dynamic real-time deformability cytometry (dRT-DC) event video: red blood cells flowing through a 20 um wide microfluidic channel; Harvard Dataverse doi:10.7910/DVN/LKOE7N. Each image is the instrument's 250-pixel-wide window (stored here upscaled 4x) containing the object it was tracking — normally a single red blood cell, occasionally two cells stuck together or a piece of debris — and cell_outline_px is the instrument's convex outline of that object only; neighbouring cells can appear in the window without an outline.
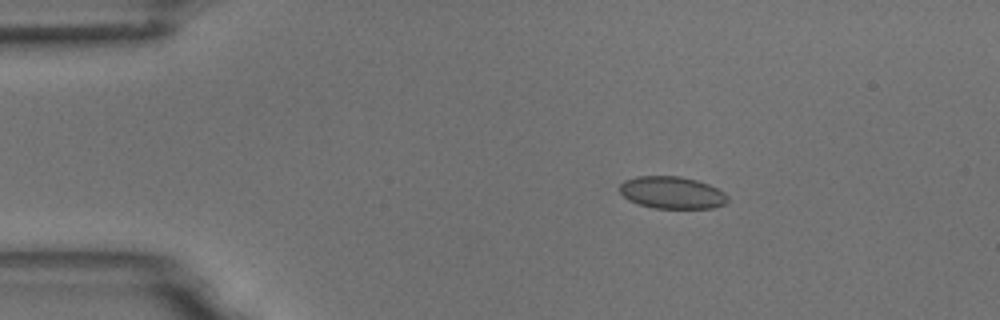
{"species": "common noctule bat (a hibernating species)", "species_latin": "Nyctalus noctula", "temperature_condition": "room temperature", "stored_images_in_passage": 2, "camera_frame_rate_fps": 3000, "um_per_image_px": 0.085, "animal": {"sex": "male", "body_mass_g": 18.8}, "frame": {"image": 1, "passage_image": 1, "time_ms": 0.0, "image_size_px": [1000, 320], "cell_outline_px": [[728, 200], [724, 204], [712, 208], [652, 208], [628, 200], [620, 192], [620, 184], [624, 180], [636, 176], [680, 176], [696, 180], [708, 184], [724, 192], [728, 196]], "centroid_in_image_um": [57.11, 16.37], "position_along_channel_um": 27.9, "area_um2": 20.23}}